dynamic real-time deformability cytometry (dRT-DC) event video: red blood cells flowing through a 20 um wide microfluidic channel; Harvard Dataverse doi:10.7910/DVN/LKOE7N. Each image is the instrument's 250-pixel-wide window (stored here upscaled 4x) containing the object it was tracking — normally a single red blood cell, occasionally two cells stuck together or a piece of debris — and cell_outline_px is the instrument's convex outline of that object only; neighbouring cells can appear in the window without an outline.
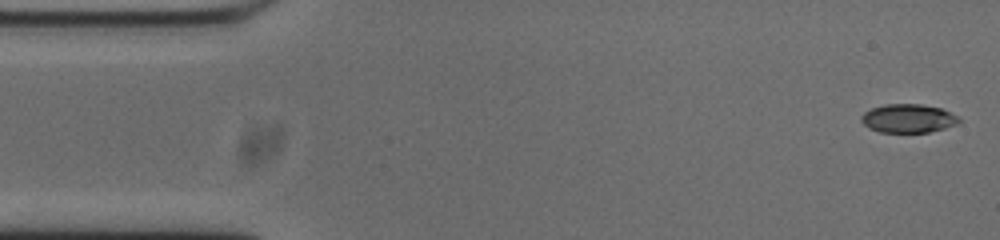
{"species": "common noctule bat (a hibernating species)", "species_latin": "Nyctalus noctula", "temperature_condition": "cold", "stored_images_in_passage": 53, "camera_frame_rate_fps": 3000, "um_per_image_px": 0.085, "animal": {"sex": "male", "body_mass_g": 20.0, "forearm_length_mm": 53.3}, "frame": {"image": 1, "passage_image": 1, "time_ms": 0.0, "image_size_px": [1000, 240], "cell_outline_px": [[960, 124], [928, 132], [880, 132], [868, 128], [860, 120], [860, 116], [864, 112], [872, 108], [884, 104], [920, 104], [940, 108], [956, 116], [960, 120]], "centroid_in_image_um": [77.16, 10.07], "position_along_channel_um": 7.8, "area_um2": 16.24}}
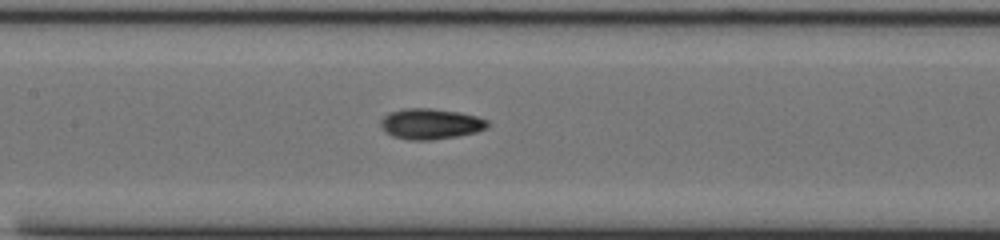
{"frame": {"image": 2, "passage_image": 23, "time_ms": 7.333, "image_size_px": [1000, 240], "cell_outline_px": [[488, 128], [476, 132], [456, 136], [432, 140], [408, 140], [392, 136], [384, 132], [380, 124], [380, 120], [388, 112], [404, 108], [432, 108], [460, 112], [476, 116], [488, 120]], "centroid_in_image_um": [36.57, 10.52], "position_along_channel_um": 170.8, "area_um2": 19.31}}
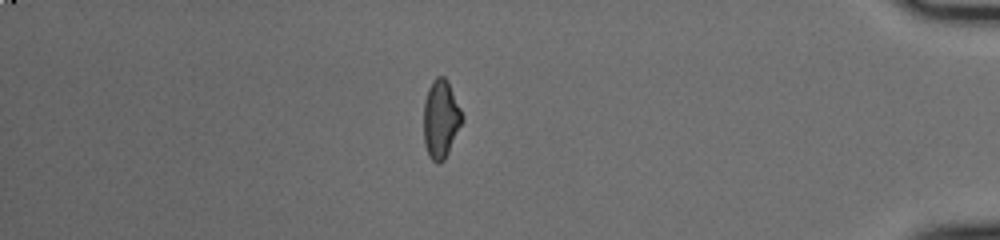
{"frame": {"image": 3, "passage_image": 45, "time_ms": 14.667, "image_size_px": [1000, 240], "cell_outline_px": [[464, 120], [444, 160], [440, 164], [436, 164], [428, 156], [424, 144], [424, 100], [428, 88], [432, 80], [436, 76], [444, 76], [448, 80], [464, 116]], "centroid_in_image_um": [37.47, 10.11], "position_along_channel_um": 397.7, "area_um2": 17.86}, "authors_computed_cell_mechanics": {"area_um2": 17.7446, "velocity_mm_per_s": 3.7556, "shape_relaxation_time_tau1_ms": 8.1392, "shape_relaxation_time_tau2_ms": 2.5614, "deformation_change_tau1": 0.19, "deformation_change_tau2": 0.0747}}